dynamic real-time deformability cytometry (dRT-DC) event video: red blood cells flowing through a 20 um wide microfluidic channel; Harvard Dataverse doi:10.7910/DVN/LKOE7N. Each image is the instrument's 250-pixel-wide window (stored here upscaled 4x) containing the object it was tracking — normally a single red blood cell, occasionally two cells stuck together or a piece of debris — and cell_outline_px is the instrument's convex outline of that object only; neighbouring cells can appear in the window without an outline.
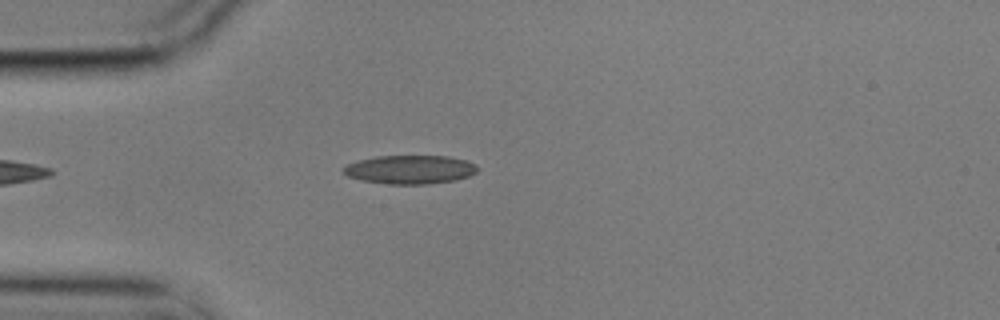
{"species": "common noctule bat (a hibernating species)", "species_latin": "Nyctalus noctula", "temperature_condition": "cold", "stored_images_in_passage": 16, "camera_frame_rate_fps": 3000, "um_per_image_px": 0.085, "animal": {"sex": "male", "body_mass_g": 17.9}, "frame": {"image": 1, "passage_image": 1, "time_ms": 0.0, "image_size_px": [1000, 320], "cell_outline_px": [[480, 168], [476, 172], [468, 176], [456, 180], [428, 184], [388, 184], [360, 180], [348, 176], [344, 172], [344, 168], [348, 164], [356, 160], [376, 156], [448, 156], [468, 160], [476, 164]], "centroid_in_image_um": [34.89, 14.4], "position_along_channel_um": 50.1, "area_um2": 22.54}}
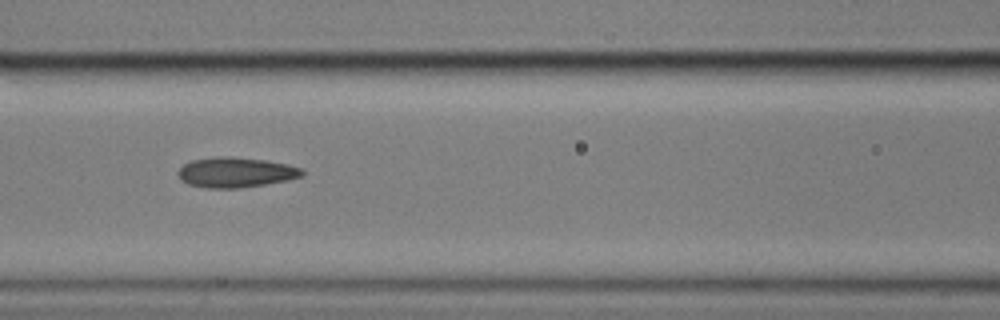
{"frame": {"image": 2, "passage_image": 10, "time_ms": 3.0, "image_size_px": [1000, 320], "cell_outline_px": [[304, 176], [288, 180], [240, 188], [204, 188], [188, 184], [180, 180], [176, 172], [184, 164], [192, 160], [216, 156], [232, 156], [264, 160], [288, 164], [304, 168]], "centroid_in_image_um": [20.04, 14.65], "position_along_channel_um": 146.6, "area_um2": 22.08}}
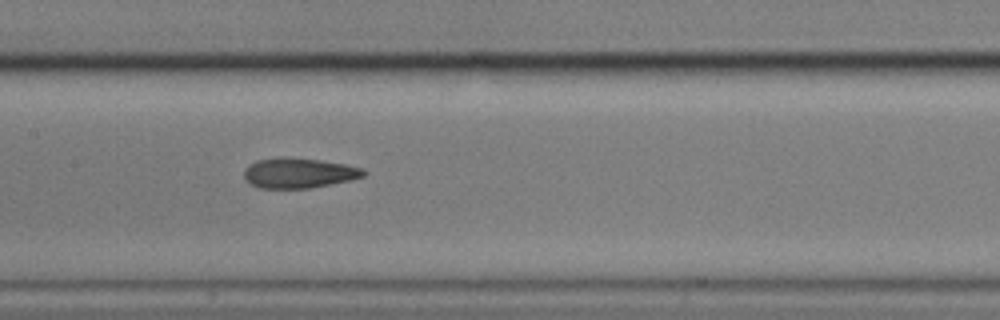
{"frame": {"image": 3, "passage_image": 13, "time_ms": 4.0, "image_size_px": [1000, 320], "cell_outline_px": [[368, 172], [364, 176], [352, 180], [308, 188], [260, 188], [248, 184], [244, 180], [244, 168], [248, 164], [256, 160], [280, 156], [284, 156], [320, 160], [344, 164], [364, 168]], "centroid_in_image_um": [25.36, 14.69], "position_along_channel_um": 182.0, "area_um2": 21.39}}